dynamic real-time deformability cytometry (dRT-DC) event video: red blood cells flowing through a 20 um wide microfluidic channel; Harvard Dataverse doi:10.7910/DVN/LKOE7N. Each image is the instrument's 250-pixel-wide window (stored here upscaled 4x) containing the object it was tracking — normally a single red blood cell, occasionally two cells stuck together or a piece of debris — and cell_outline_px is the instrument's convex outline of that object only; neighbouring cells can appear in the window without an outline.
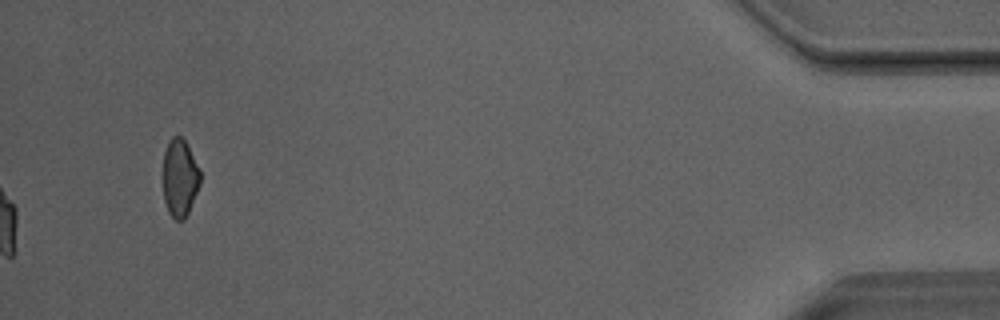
{"species": "Egyptian fruit bat (a non-hibernating species)", "species_latin": "Rousettus aegyptiacus", "temperature_condition": "room temperature", "stored_images_in_passage": 49, "camera_frame_rate_fps": 3000, "um_per_image_px": 0.085, "animal": {"sex": "male"}, "frame": {"image": 1, "passage_image": 49, "time_ms": 16.0, "image_size_px": [1000, 320], "cell_outline_px": [[200, 184], [188, 212], [184, 220], [176, 220], [168, 212], [164, 200], [164, 152], [168, 140], [172, 136], [180, 136], [184, 140], [200, 168]], "centroid_in_image_um": [15.29, 15.11], "position_along_channel_um": 419.9, "area_um2": 16.7}, "authors_computed_cell_mechanics": {"area_um2": 19.7676, "velocity_mm_per_s": 4.0383, "shape_relaxation_time_tau1_ms": 5.302, "shape_relaxation_time_tau2_ms": 1.4654, "deformation_change_tau1": 0.1708, "deformation_change_tau2": 0.0716}}